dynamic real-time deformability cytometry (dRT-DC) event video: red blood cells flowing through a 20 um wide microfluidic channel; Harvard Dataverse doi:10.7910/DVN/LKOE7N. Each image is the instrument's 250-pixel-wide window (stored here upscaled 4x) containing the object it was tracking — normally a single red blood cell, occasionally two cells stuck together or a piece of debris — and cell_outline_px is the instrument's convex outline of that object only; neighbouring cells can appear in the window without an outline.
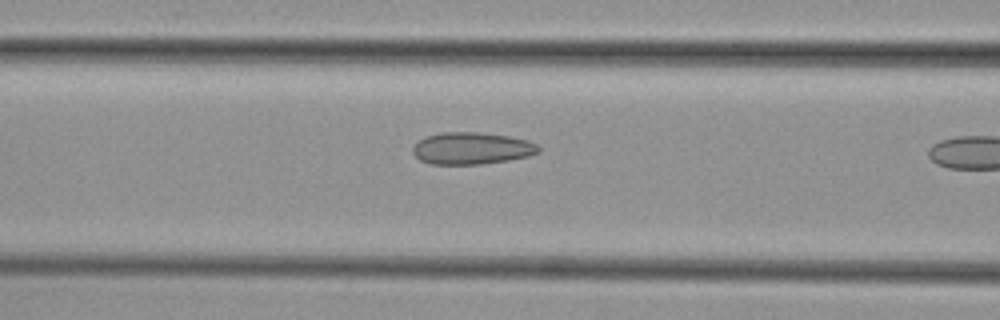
{"species": "common noctule bat (a hibernating species)", "species_latin": "Nyctalus noctula", "temperature_condition": "cold", "stored_images_in_passage": 10, "camera_frame_rate_fps": 3000, "um_per_image_px": 0.085, "animal": {"sex": "female", "body_mass_g": 29.2, "forearm_length_mm": 56.3}, "frame": {"image": 1, "passage_image": 9, "time_ms": 2.667, "image_size_px": [1000, 320], "cell_outline_px": [[540, 152], [528, 156], [508, 160], [480, 164], [428, 164], [420, 160], [412, 152], [412, 148], [420, 140], [428, 136], [440, 132], [480, 132], [508, 136], [528, 140], [536, 144], [540, 148]], "centroid_in_image_um": [40.1, 12.61], "position_along_channel_um": 126.5, "area_um2": 23.41}}